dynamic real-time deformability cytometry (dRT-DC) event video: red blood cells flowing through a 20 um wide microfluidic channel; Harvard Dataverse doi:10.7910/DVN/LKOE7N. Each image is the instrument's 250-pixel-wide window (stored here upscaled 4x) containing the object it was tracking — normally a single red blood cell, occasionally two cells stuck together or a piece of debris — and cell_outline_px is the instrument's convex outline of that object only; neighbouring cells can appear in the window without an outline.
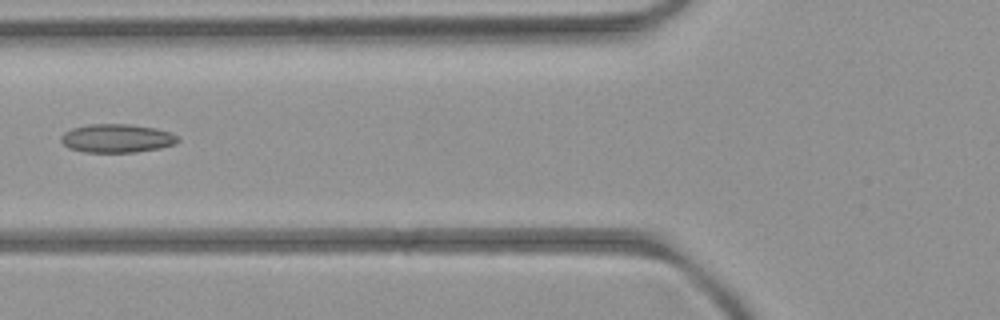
{"species": "common noctule bat (a hibernating species)", "species_latin": "Nyctalus noctula", "temperature_condition": "room temperature", "stored_images_in_passage": 3, "camera_frame_rate_fps": 3000, "um_per_image_px": 0.085, "animal": {"sex": "female", "body_mass_g": 21.9}, "frame": {"image": 1, "passage_image": 2, "time_ms": 1.0, "image_size_px": [1000, 320], "cell_outline_px": [[180, 140], [176, 144], [160, 148], [136, 152], [84, 152], [68, 148], [60, 140], [60, 136], [64, 132], [72, 128], [88, 124], [128, 124], [156, 128], [168, 132], [176, 136]], "centroid_in_image_um": [9.91, 11.76], "position_along_channel_um": 115.9, "area_um2": 19.48}}
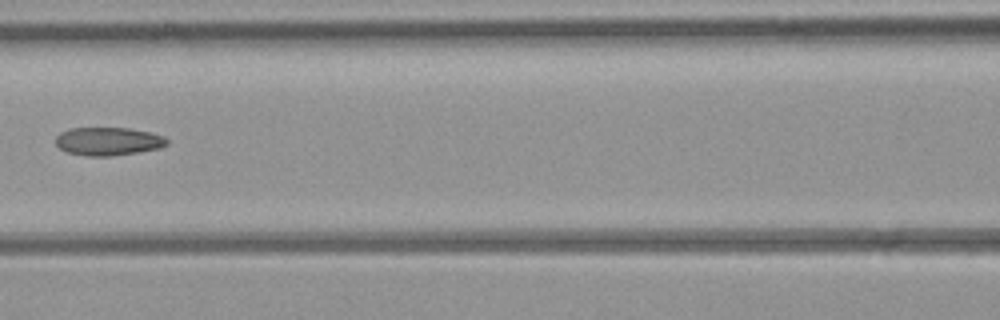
{"frame": {"image": 2, "passage_image": 3, "time_ms": 2.0, "image_size_px": [1000, 320], "cell_outline_px": [[168, 144], [160, 148], [112, 156], [84, 156], [68, 152], [60, 148], [56, 144], [56, 136], [60, 132], [72, 128], [128, 128], [152, 132], [164, 136], [168, 140]], "centroid_in_image_um": [9.21, 12.01], "position_along_channel_um": 157.4, "area_um2": 18.32}}